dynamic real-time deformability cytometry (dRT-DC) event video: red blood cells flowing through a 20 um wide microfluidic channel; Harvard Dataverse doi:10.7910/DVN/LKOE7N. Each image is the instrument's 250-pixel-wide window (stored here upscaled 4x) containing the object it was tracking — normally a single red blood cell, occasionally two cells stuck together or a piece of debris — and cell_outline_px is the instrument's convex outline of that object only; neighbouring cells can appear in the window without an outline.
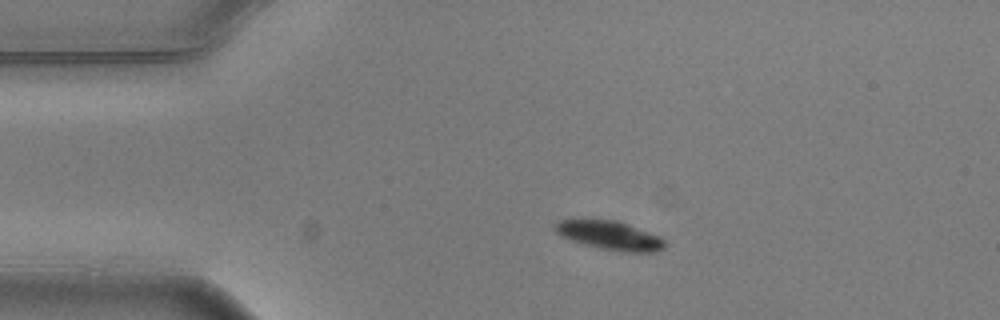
{"species": "common noctule bat (a hibernating species)", "species_latin": "Nyctalus noctula", "temperature_condition": "warm", "stored_images_in_passage": 5, "camera_frame_rate_fps": 3000, "um_per_image_px": 0.085, "animal": {"sex": "male", "body_mass_g": 20.5, "forearm_length_mm": 52.5}, "frame": {"image": 1, "passage_image": 3, "time_ms": 0.667, "image_size_px": [1000, 320], "cell_outline_px": [[668, 244], [664, 248], [656, 252], [628, 252], [600, 248], [584, 244], [572, 240], [556, 232], [556, 224], [560, 220], [616, 220], [628, 224], [660, 236]], "centroid_in_image_um": [51.92, 20.02], "position_along_channel_um": 33.1, "area_um2": 18.09}}
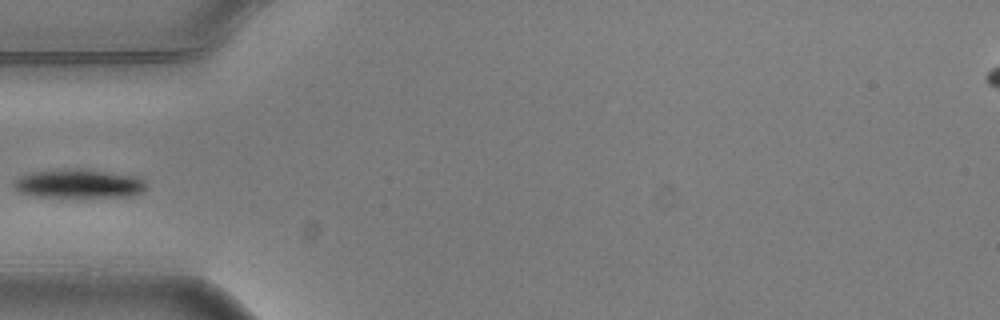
{"frame": {"image": 2, "passage_image": 5, "time_ms": 1.333, "image_size_px": [1000, 320], "cell_outline_px": [[148, 188], [144, 192], [132, 196], [36, 196], [16, 192], [12, 184], [12, 180], [20, 176], [32, 172], [64, 168], [80, 168], [136, 176], [144, 180], [148, 184]], "centroid_in_image_um": [6.69, 15.59], "position_along_channel_um": 78.3, "area_um2": 22.48}}